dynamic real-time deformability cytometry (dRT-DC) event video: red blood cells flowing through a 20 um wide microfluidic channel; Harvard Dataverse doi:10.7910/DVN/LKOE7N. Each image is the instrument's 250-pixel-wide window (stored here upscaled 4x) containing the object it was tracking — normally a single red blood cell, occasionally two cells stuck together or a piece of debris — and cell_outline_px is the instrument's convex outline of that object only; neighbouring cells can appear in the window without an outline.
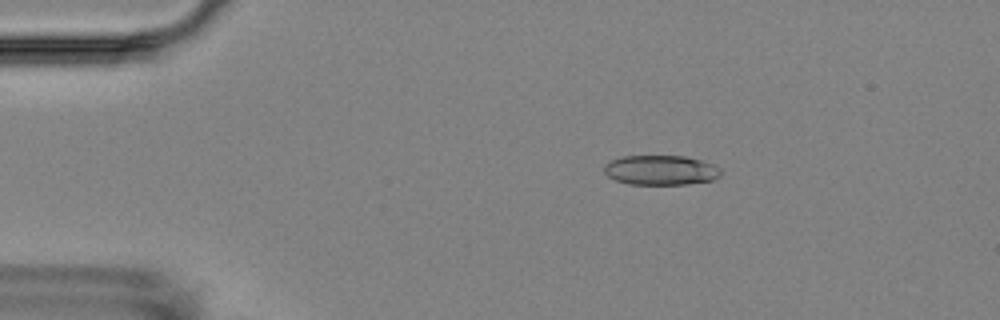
{"species": "Egyptian fruit bat (a non-hibernating species)", "species_latin": "Rousettus aegyptiacus", "temperature_condition": "room temperature", "stored_images_in_passage": 5, "camera_frame_rate_fps": 3000, "um_per_image_px": 0.085, "animal": {"sex": "female"}, "frame": {"image": 1, "passage_image": 3, "time_ms": 2.333, "image_size_px": [1000, 320], "cell_outline_px": [[720, 176], [712, 180], [688, 184], [628, 184], [616, 180], [608, 176], [604, 172], [604, 164], [612, 160], [624, 156], [684, 156], [700, 160], [712, 164], [720, 168]], "centroid_in_image_um": [56.15, 14.46], "position_along_channel_um": 28.8, "area_um2": 20.11}}
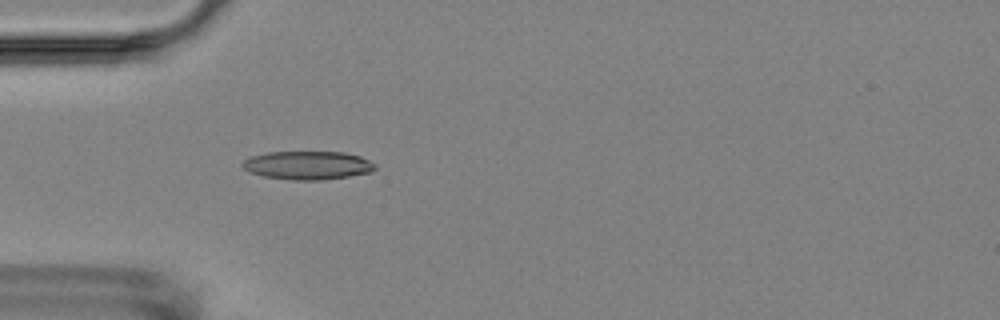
{"frame": {"image": 2, "passage_image": 5, "time_ms": 4.667, "image_size_px": [1000, 320], "cell_outline_px": [[376, 168], [372, 172], [348, 176], [320, 180], [292, 180], [264, 176], [248, 172], [240, 164], [248, 156], [268, 152], [344, 152], [360, 156], [376, 164]], "centroid_in_image_um": [26.13, 14.04], "position_along_channel_um": 58.9, "area_um2": 22.08}}